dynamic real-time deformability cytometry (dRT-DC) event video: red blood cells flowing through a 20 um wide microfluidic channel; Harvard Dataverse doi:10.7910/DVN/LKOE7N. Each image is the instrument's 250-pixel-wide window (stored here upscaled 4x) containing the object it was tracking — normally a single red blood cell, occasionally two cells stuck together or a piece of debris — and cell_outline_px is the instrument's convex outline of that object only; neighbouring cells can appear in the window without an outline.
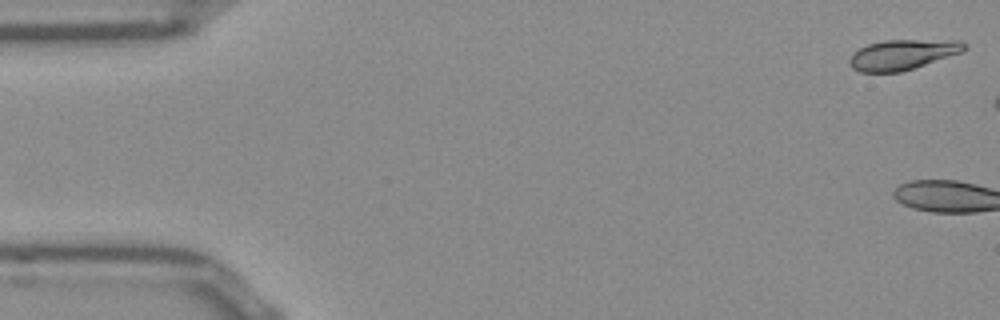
{"species": "Egyptian fruit bat (a non-hibernating species)", "species_latin": "Rousettus aegyptiacus", "temperature_condition": "room temperature", "stored_images_in_passage": 7, "camera_frame_rate_fps": 3000, "um_per_image_px": 0.085, "frame": {"image": 1, "passage_image": 1, "time_ms": 0.0, "image_size_px": [1000, 320], "cell_outline_px": [[968, 48], [960, 52], [900, 72], [860, 72], [852, 68], [848, 60], [852, 52], [868, 44], [884, 40], [960, 40], [968, 44]], "centroid_in_image_um": [76.69, 4.63], "position_along_channel_um": 8.3, "area_um2": 20.06}}